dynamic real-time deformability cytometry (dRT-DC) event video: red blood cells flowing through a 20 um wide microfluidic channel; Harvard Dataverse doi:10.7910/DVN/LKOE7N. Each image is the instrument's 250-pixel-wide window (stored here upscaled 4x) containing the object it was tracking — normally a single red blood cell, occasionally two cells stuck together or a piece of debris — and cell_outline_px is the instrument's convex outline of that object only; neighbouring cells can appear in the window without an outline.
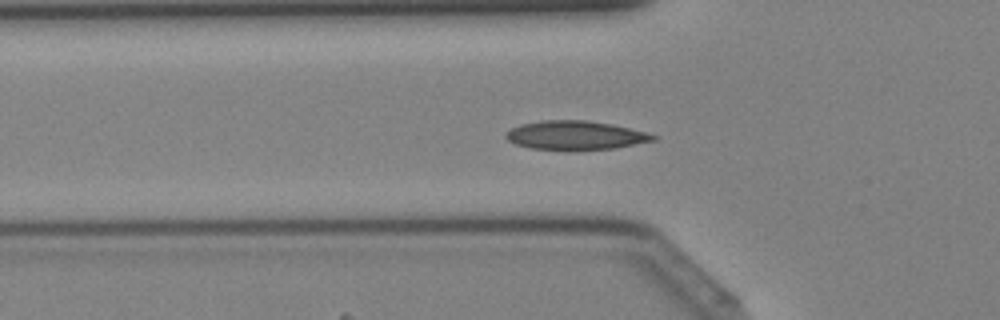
{"species": "Egyptian fruit bat (a non-hibernating species)", "species_latin": "Rousettus aegyptiacus", "temperature_condition": "cold", "stored_images_in_passage": 42, "camera_frame_rate_fps": 3000, "um_per_image_px": 0.085, "animal": {"sex": "female"}, "frame": {"image": 1, "passage_image": 14, "time_ms": 4.333, "image_size_px": [1000, 320], "cell_outline_px": [[660, 136], [656, 140], [616, 148], [568, 152], [564, 152], [532, 148], [516, 144], [508, 140], [504, 136], [504, 132], [520, 124], [540, 120], [588, 120], [612, 124], [648, 132]], "centroid_in_image_um": [48.92, 11.52], "position_along_channel_um": 76.9, "area_um2": 25.66}}
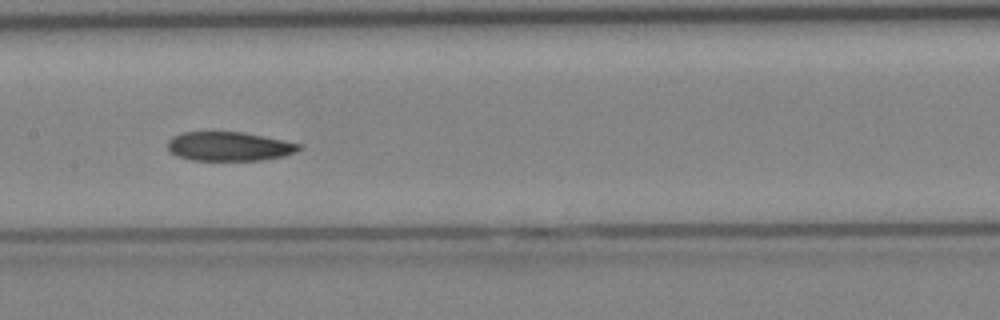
{"frame": {"image": 2, "passage_image": 21, "time_ms": 6.667, "image_size_px": [1000, 320], "cell_outline_px": [[304, 144], [296, 152], [284, 156], [260, 160], [192, 160], [180, 156], [172, 152], [168, 148], [168, 140], [172, 136], [180, 132], [240, 132], [284, 140]], "centroid_in_image_um": [19.5, 12.44], "position_along_channel_um": 187.9, "area_um2": 22.14}}
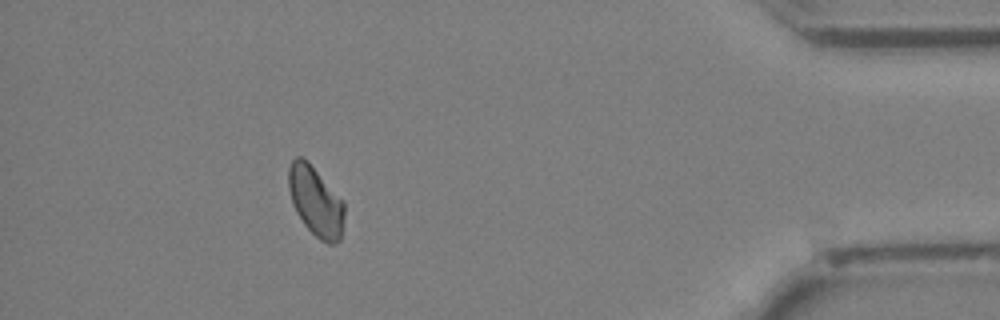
{"frame": {"image": 3, "passage_image": 38, "time_ms": 12.333, "image_size_px": [1000, 320], "cell_outline_px": [[344, 216], [340, 240], [336, 244], [328, 244], [320, 240], [304, 224], [296, 212], [292, 204], [288, 188], [288, 168], [292, 160], [296, 156], [300, 156], [308, 160], [344, 200]], "centroid_in_image_um": [26.83, 17.09], "position_along_channel_um": 408.4, "area_um2": 23.0}}